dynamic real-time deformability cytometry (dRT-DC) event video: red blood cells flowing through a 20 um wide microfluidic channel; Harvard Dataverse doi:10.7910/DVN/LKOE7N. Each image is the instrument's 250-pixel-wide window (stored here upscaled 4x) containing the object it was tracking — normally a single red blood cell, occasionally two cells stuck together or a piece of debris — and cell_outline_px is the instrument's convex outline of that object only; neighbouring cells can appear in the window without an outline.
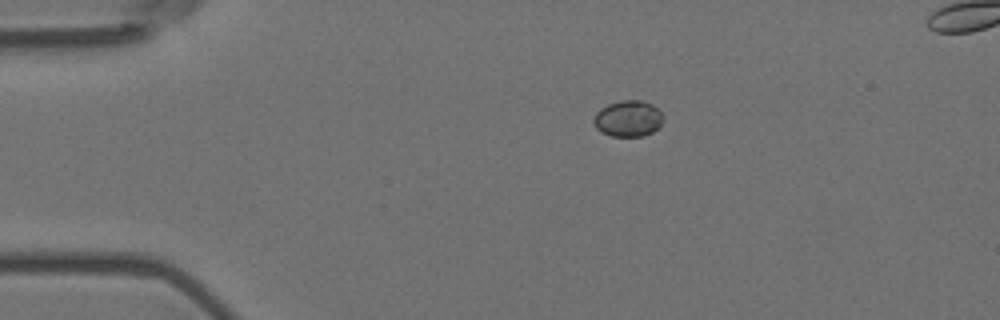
{"species": "Egyptian fruit bat (a non-hibernating species)", "species_latin": "Rousettus aegyptiacus", "temperature_condition": "room temperature", "stored_images_in_passage": 5, "camera_frame_rate_fps": 3000, "um_per_image_px": 0.085, "animal": {"sex": "female"}, "frame": {"image": 1, "passage_image": 1, "time_ms": 0.0, "image_size_px": [1000, 320], "cell_outline_px": [[664, 120], [660, 128], [644, 136], [612, 136], [600, 132], [596, 128], [592, 120], [596, 112], [600, 108], [608, 104], [620, 100], [640, 100], [652, 104], [664, 116]], "centroid_in_image_um": [53.39, 10.08], "position_along_channel_um": 31.6, "area_um2": 14.91}}
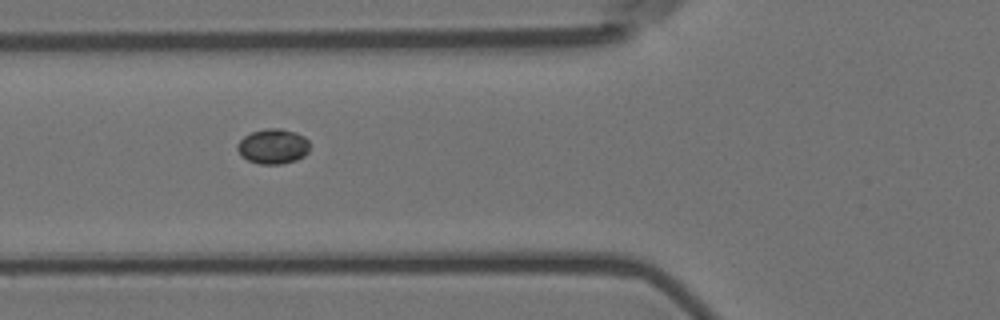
{"frame": {"image": 2, "passage_image": 4, "time_ms": 1.0, "image_size_px": [1000, 320], "cell_outline_px": [[312, 144], [308, 152], [304, 156], [296, 160], [280, 164], [260, 164], [248, 160], [240, 156], [236, 148], [236, 144], [244, 136], [252, 132], [264, 128], [280, 128], [296, 132], [304, 136]], "centroid_in_image_um": [23.22, 12.43], "position_along_channel_um": 102.6, "area_um2": 15.09}}
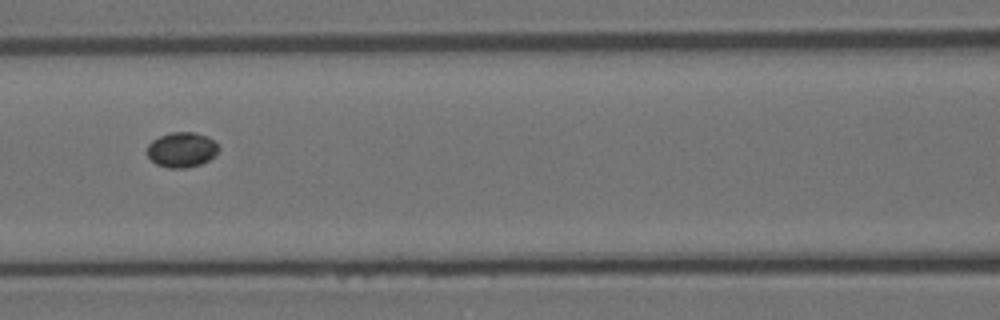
{"frame": {"image": 3, "passage_image": 5, "time_ms": 1.333, "image_size_px": [1000, 320], "cell_outline_px": [[220, 148], [208, 160], [200, 164], [184, 168], [168, 168], [156, 164], [148, 156], [148, 144], [152, 140], [160, 136], [172, 132], [196, 132], [212, 140]], "centroid_in_image_um": [15.42, 12.73], "position_along_channel_um": 151.2, "area_um2": 14.33}}